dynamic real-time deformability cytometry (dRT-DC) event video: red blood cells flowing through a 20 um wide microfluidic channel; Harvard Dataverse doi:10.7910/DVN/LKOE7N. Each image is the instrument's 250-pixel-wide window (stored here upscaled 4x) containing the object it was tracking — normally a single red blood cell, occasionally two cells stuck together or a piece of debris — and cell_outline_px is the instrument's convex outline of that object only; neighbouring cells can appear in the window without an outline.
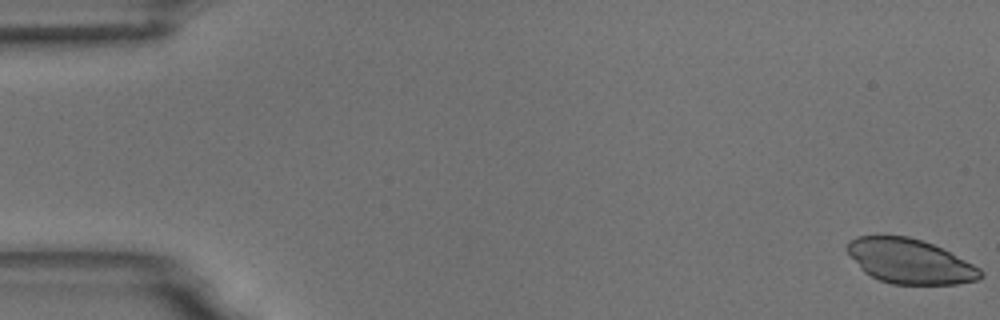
{"species": "common noctule bat (a hibernating species)", "species_latin": "Nyctalus noctula", "temperature_condition": "room temperature", "stored_images_in_passage": 55, "camera_frame_rate_fps": 3000, "um_per_image_px": 0.085, "animal": {"sex": "male", "body_mass_g": 18.8}, "frame": {"image": 1, "passage_image": 1, "time_ms": 0.0, "image_size_px": [1000, 320], "cell_outline_px": [[984, 276], [976, 280], [956, 284], [892, 284], [880, 280], [864, 272], [860, 268], [844, 248], [848, 240], [856, 236], [908, 236], [932, 244], [980, 268], [984, 272]], "centroid_in_image_um": [77.3, 22.21], "position_along_channel_um": 7.7, "area_um2": 34.45}}